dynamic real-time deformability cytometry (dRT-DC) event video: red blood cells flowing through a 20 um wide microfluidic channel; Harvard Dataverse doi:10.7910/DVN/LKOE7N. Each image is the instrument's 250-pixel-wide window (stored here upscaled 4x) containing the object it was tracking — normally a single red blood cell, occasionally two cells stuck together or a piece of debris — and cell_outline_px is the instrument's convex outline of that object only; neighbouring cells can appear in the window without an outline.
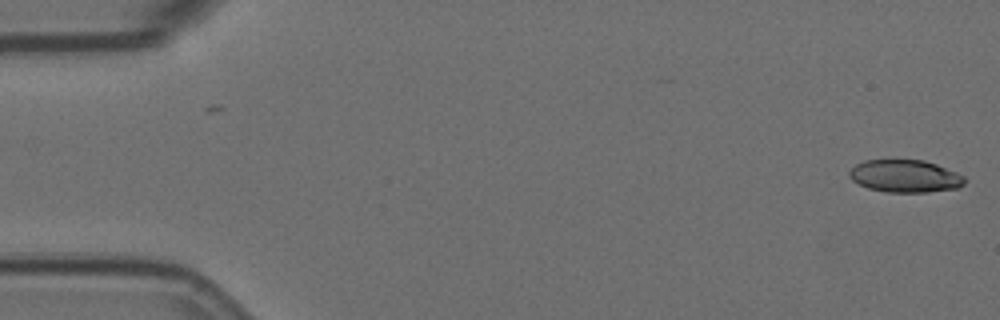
{"species": "Egyptian fruit bat (a non-hibernating species)", "species_latin": "Rousettus aegyptiacus", "temperature_condition": "room temperature", "stored_images_in_passage": 11, "camera_frame_rate_fps": 3000, "um_per_image_px": 0.085, "animal": {"sex": "female"}, "frame": {"image": 1, "passage_image": 1, "time_ms": 0.0, "image_size_px": [1000, 320], "cell_outline_px": [[968, 180], [960, 188], [928, 192], [884, 192], [868, 188], [852, 180], [848, 176], [848, 172], [856, 164], [864, 160], [924, 160], [936, 164], [956, 172], [964, 176]], "centroid_in_image_um": [76.95, 14.98], "position_along_channel_um": 8.0, "area_um2": 22.02}}